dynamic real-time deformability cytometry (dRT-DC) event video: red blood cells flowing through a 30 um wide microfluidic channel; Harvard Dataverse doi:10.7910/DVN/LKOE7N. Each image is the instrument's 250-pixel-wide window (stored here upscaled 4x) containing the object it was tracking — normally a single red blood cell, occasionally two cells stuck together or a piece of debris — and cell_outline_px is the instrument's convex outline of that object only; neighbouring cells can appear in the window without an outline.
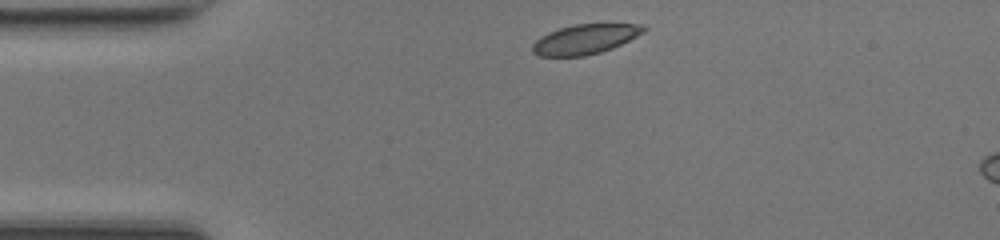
{"species": "common noctule bat (a hibernating species)", "species_latin": "Nyctalus noctula", "temperature_condition": "room temperature", "stored_images_in_passage": 40, "camera_frame_rate_fps": 3000, "um_per_image_px": 0.085, "animal": {"sex": "female", "body_mass_g": 17.0, "forearm_length_mm": 48.0}, "frame": {"image": 1, "passage_image": 1, "time_ms": 0.0, "image_size_px": [1000, 240], "cell_outline_px": [[648, 28], [644, 32], [612, 48], [600, 52], [584, 56], [536, 56], [532, 52], [532, 44], [540, 36], [548, 32], [560, 28], [576, 24], [640, 24]], "centroid_in_image_um": [49.69, 3.33], "position_along_channel_um": 35.3, "area_um2": 19.19}}
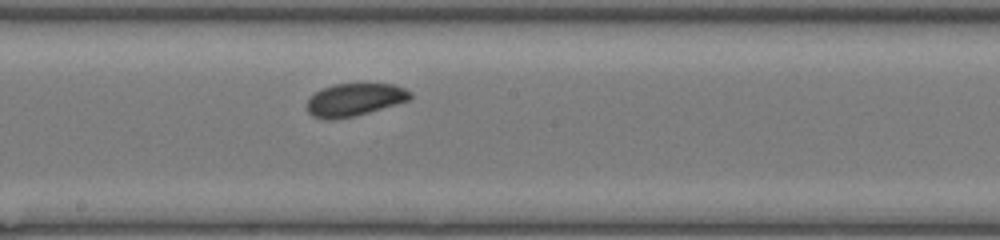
{"frame": {"image": 2, "passage_image": 17, "time_ms": 5.333, "image_size_px": [1000, 240], "cell_outline_px": [[412, 96], [408, 100], [396, 104], [368, 112], [352, 116], [332, 120], [328, 120], [312, 116], [308, 112], [308, 100], [320, 88], [332, 84], [396, 84], [412, 92]], "centroid_in_image_um": [30.13, 8.46], "position_along_channel_um": 218.1, "area_um2": 19.54}}
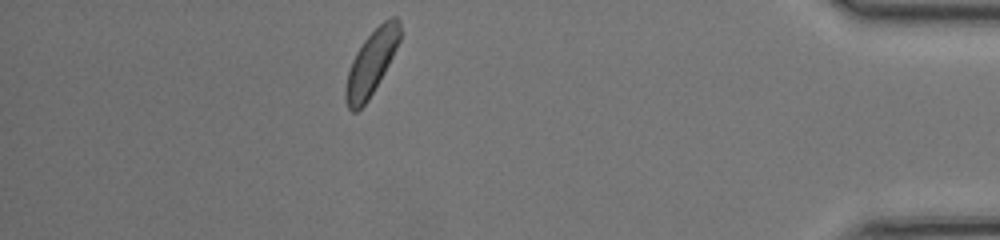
{"frame": {"image": 3, "passage_image": 34, "time_ms": 11.0, "image_size_px": [1000, 240], "cell_outline_px": [[400, 40], [384, 72], [368, 100], [356, 112], [352, 112], [348, 108], [344, 96], [344, 88], [348, 72], [352, 60], [356, 52], [364, 40], [384, 20], [392, 16], [396, 16], [400, 20]], "centroid_in_image_um": [31.54, 5.34], "position_along_channel_um": 403.7, "area_um2": 20.11}, "authors_computed_cell_mechanics": {"area_um2": 20.0277, "velocity_mm_per_s": 4.1679, "shape_relaxation_time_tau1_ms": 1.4302, "shape_relaxation_time_tau2_ms": null, "deformation_change_tau1": 0.0662, "deformation_change_tau2": null}}